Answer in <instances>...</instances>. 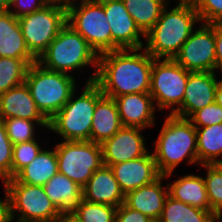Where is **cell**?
I'll return each instance as SVG.
<instances>
[{"mask_svg": "<svg viewBox=\"0 0 222 222\" xmlns=\"http://www.w3.org/2000/svg\"><path fill=\"white\" fill-rule=\"evenodd\" d=\"M143 48L118 49L98 56L95 83L103 95L116 98L149 93L154 58Z\"/></svg>", "mask_w": 222, "mask_h": 222, "instance_id": "obj_1", "label": "cell"}, {"mask_svg": "<svg viewBox=\"0 0 222 222\" xmlns=\"http://www.w3.org/2000/svg\"><path fill=\"white\" fill-rule=\"evenodd\" d=\"M167 4L160 18L145 35L144 49L154 59H174L184 42L190 37L200 19L193 1L178 3L174 8ZM170 9V10H168Z\"/></svg>", "mask_w": 222, "mask_h": 222, "instance_id": "obj_2", "label": "cell"}, {"mask_svg": "<svg viewBox=\"0 0 222 222\" xmlns=\"http://www.w3.org/2000/svg\"><path fill=\"white\" fill-rule=\"evenodd\" d=\"M196 139V128L188 119L168 114L158 138L153 142L152 154L159 173L166 179L171 177L183 160L188 165L196 163L199 166Z\"/></svg>", "mask_w": 222, "mask_h": 222, "instance_id": "obj_3", "label": "cell"}, {"mask_svg": "<svg viewBox=\"0 0 222 222\" xmlns=\"http://www.w3.org/2000/svg\"><path fill=\"white\" fill-rule=\"evenodd\" d=\"M37 62L46 69L66 74L91 65L96 70L88 77L86 83L95 82L98 71L97 53L84 37L68 24L38 57Z\"/></svg>", "mask_w": 222, "mask_h": 222, "instance_id": "obj_4", "label": "cell"}, {"mask_svg": "<svg viewBox=\"0 0 222 222\" xmlns=\"http://www.w3.org/2000/svg\"><path fill=\"white\" fill-rule=\"evenodd\" d=\"M76 95L75 90L69 101L49 120L48 130L61 136L63 141H90L96 102L103 93L95 82H90L85 83L79 96Z\"/></svg>", "mask_w": 222, "mask_h": 222, "instance_id": "obj_5", "label": "cell"}, {"mask_svg": "<svg viewBox=\"0 0 222 222\" xmlns=\"http://www.w3.org/2000/svg\"><path fill=\"white\" fill-rule=\"evenodd\" d=\"M25 83L41 114L49 121L77 90L72 74L52 71L37 61L29 65Z\"/></svg>", "mask_w": 222, "mask_h": 222, "instance_id": "obj_6", "label": "cell"}, {"mask_svg": "<svg viewBox=\"0 0 222 222\" xmlns=\"http://www.w3.org/2000/svg\"><path fill=\"white\" fill-rule=\"evenodd\" d=\"M3 185L10 201L11 218L14 220L57 222L61 217L43 186L21 183L14 177L4 181Z\"/></svg>", "mask_w": 222, "mask_h": 222, "instance_id": "obj_7", "label": "cell"}, {"mask_svg": "<svg viewBox=\"0 0 222 222\" xmlns=\"http://www.w3.org/2000/svg\"><path fill=\"white\" fill-rule=\"evenodd\" d=\"M67 24L100 54L112 51L111 28L99 0H82L66 6Z\"/></svg>", "mask_w": 222, "mask_h": 222, "instance_id": "obj_8", "label": "cell"}, {"mask_svg": "<svg viewBox=\"0 0 222 222\" xmlns=\"http://www.w3.org/2000/svg\"><path fill=\"white\" fill-rule=\"evenodd\" d=\"M189 73L174 59L153 60L149 93L156 109L173 115L181 107Z\"/></svg>", "mask_w": 222, "mask_h": 222, "instance_id": "obj_9", "label": "cell"}, {"mask_svg": "<svg viewBox=\"0 0 222 222\" xmlns=\"http://www.w3.org/2000/svg\"><path fill=\"white\" fill-rule=\"evenodd\" d=\"M18 21L29 51L38 59L67 24V9L65 5L49 2Z\"/></svg>", "mask_w": 222, "mask_h": 222, "instance_id": "obj_10", "label": "cell"}, {"mask_svg": "<svg viewBox=\"0 0 222 222\" xmlns=\"http://www.w3.org/2000/svg\"><path fill=\"white\" fill-rule=\"evenodd\" d=\"M58 172L84 187L103 163L101 145L92 141H61L55 145Z\"/></svg>", "mask_w": 222, "mask_h": 222, "instance_id": "obj_11", "label": "cell"}, {"mask_svg": "<svg viewBox=\"0 0 222 222\" xmlns=\"http://www.w3.org/2000/svg\"><path fill=\"white\" fill-rule=\"evenodd\" d=\"M199 27L192 31L174 60L190 72H215V23H201Z\"/></svg>", "mask_w": 222, "mask_h": 222, "instance_id": "obj_12", "label": "cell"}, {"mask_svg": "<svg viewBox=\"0 0 222 222\" xmlns=\"http://www.w3.org/2000/svg\"><path fill=\"white\" fill-rule=\"evenodd\" d=\"M111 28L112 51L144 47L141 37L145 35L137 27L122 0H99ZM141 36V37H140Z\"/></svg>", "mask_w": 222, "mask_h": 222, "instance_id": "obj_13", "label": "cell"}, {"mask_svg": "<svg viewBox=\"0 0 222 222\" xmlns=\"http://www.w3.org/2000/svg\"><path fill=\"white\" fill-rule=\"evenodd\" d=\"M144 129L122 126L110 139L101 144L103 163L110 167L114 164L134 160L146 155Z\"/></svg>", "mask_w": 222, "mask_h": 222, "instance_id": "obj_14", "label": "cell"}, {"mask_svg": "<svg viewBox=\"0 0 222 222\" xmlns=\"http://www.w3.org/2000/svg\"><path fill=\"white\" fill-rule=\"evenodd\" d=\"M216 72H190L181 107L173 114L188 119L194 112L215 102Z\"/></svg>", "mask_w": 222, "mask_h": 222, "instance_id": "obj_15", "label": "cell"}, {"mask_svg": "<svg viewBox=\"0 0 222 222\" xmlns=\"http://www.w3.org/2000/svg\"><path fill=\"white\" fill-rule=\"evenodd\" d=\"M110 168L124 195L152 183L161 176L150 152L140 158L111 165Z\"/></svg>", "mask_w": 222, "mask_h": 222, "instance_id": "obj_16", "label": "cell"}, {"mask_svg": "<svg viewBox=\"0 0 222 222\" xmlns=\"http://www.w3.org/2000/svg\"><path fill=\"white\" fill-rule=\"evenodd\" d=\"M122 126L144 129L155 124L156 107L150 93H131L114 98Z\"/></svg>", "mask_w": 222, "mask_h": 222, "instance_id": "obj_17", "label": "cell"}, {"mask_svg": "<svg viewBox=\"0 0 222 222\" xmlns=\"http://www.w3.org/2000/svg\"><path fill=\"white\" fill-rule=\"evenodd\" d=\"M124 196L112 169L105 165L94 171L82 188V199L117 208L124 203Z\"/></svg>", "mask_w": 222, "mask_h": 222, "instance_id": "obj_18", "label": "cell"}, {"mask_svg": "<svg viewBox=\"0 0 222 222\" xmlns=\"http://www.w3.org/2000/svg\"><path fill=\"white\" fill-rule=\"evenodd\" d=\"M165 175L150 184L139 187L125 194L124 204L133 210L140 211L153 221H158L168 196V186L163 187Z\"/></svg>", "mask_w": 222, "mask_h": 222, "instance_id": "obj_19", "label": "cell"}, {"mask_svg": "<svg viewBox=\"0 0 222 222\" xmlns=\"http://www.w3.org/2000/svg\"><path fill=\"white\" fill-rule=\"evenodd\" d=\"M0 57L24 59L29 65L37 61L25 43L18 18L8 10H0Z\"/></svg>", "mask_w": 222, "mask_h": 222, "instance_id": "obj_20", "label": "cell"}, {"mask_svg": "<svg viewBox=\"0 0 222 222\" xmlns=\"http://www.w3.org/2000/svg\"><path fill=\"white\" fill-rule=\"evenodd\" d=\"M16 117L48 121L38 110L25 82L0 94V120Z\"/></svg>", "mask_w": 222, "mask_h": 222, "instance_id": "obj_21", "label": "cell"}, {"mask_svg": "<svg viewBox=\"0 0 222 222\" xmlns=\"http://www.w3.org/2000/svg\"><path fill=\"white\" fill-rule=\"evenodd\" d=\"M43 187L60 215H72L82 200V187L59 172Z\"/></svg>", "mask_w": 222, "mask_h": 222, "instance_id": "obj_22", "label": "cell"}, {"mask_svg": "<svg viewBox=\"0 0 222 222\" xmlns=\"http://www.w3.org/2000/svg\"><path fill=\"white\" fill-rule=\"evenodd\" d=\"M92 119L90 141L100 145L122 127L114 98L105 95L96 102Z\"/></svg>", "mask_w": 222, "mask_h": 222, "instance_id": "obj_23", "label": "cell"}, {"mask_svg": "<svg viewBox=\"0 0 222 222\" xmlns=\"http://www.w3.org/2000/svg\"><path fill=\"white\" fill-rule=\"evenodd\" d=\"M168 195L190 206L211 211L204 178L194 174H187L168 183Z\"/></svg>", "mask_w": 222, "mask_h": 222, "instance_id": "obj_24", "label": "cell"}, {"mask_svg": "<svg viewBox=\"0 0 222 222\" xmlns=\"http://www.w3.org/2000/svg\"><path fill=\"white\" fill-rule=\"evenodd\" d=\"M54 150L42 149L26 167L21 169L14 178L21 183L44 186L56 173L58 162Z\"/></svg>", "mask_w": 222, "mask_h": 222, "instance_id": "obj_25", "label": "cell"}, {"mask_svg": "<svg viewBox=\"0 0 222 222\" xmlns=\"http://www.w3.org/2000/svg\"><path fill=\"white\" fill-rule=\"evenodd\" d=\"M195 128L199 164H221L218 158L222 156V123Z\"/></svg>", "mask_w": 222, "mask_h": 222, "instance_id": "obj_26", "label": "cell"}, {"mask_svg": "<svg viewBox=\"0 0 222 222\" xmlns=\"http://www.w3.org/2000/svg\"><path fill=\"white\" fill-rule=\"evenodd\" d=\"M221 222L211 211L202 210L167 196L158 222Z\"/></svg>", "mask_w": 222, "mask_h": 222, "instance_id": "obj_27", "label": "cell"}, {"mask_svg": "<svg viewBox=\"0 0 222 222\" xmlns=\"http://www.w3.org/2000/svg\"><path fill=\"white\" fill-rule=\"evenodd\" d=\"M140 31L146 35L160 18L165 0H122Z\"/></svg>", "mask_w": 222, "mask_h": 222, "instance_id": "obj_28", "label": "cell"}, {"mask_svg": "<svg viewBox=\"0 0 222 222\" xmlns=\"http://www.w3.org/2000/svg\"><path fill=\"white\" fill-rule=\"evenodd\" d=\"M28 68L24 59L0 57V94L23 84Z\"/></svg>", "mask_w": 222, "mask_h": 222, "instance_id": "obj_29", "label": "cell"}, {"mask_svg": "<svg viewBox=\"0 0 222 222\" xmlns=\"http://www.w3.org/2000/svg\"><path fill=\"white\" fill-rule=\"evenodd\" d=\"M206 171L204 176L205 187L211 206V212L214 213L222 222V165L221 164H203Z\"/></svg>", "mask_w": 222, "mask_h": 222, "instance_id": "obj_30", "label": "cell"}, {"mask_svg": "<svg viewBox=\"0 0 222 222\" xmlns=\"http://www.w3.org/2000/svg\"><path fill=\"white\" fill-rule=\"evenodd\" d=\"M2 122L13 145L36 139V125L49 129V121H34L16 117L3 119Z\"/></svg>", "mask_w": 222, "mask_h": 222, "instance_id": "obj_31", "label": "cell"}, {"mask_svg": "<svg viewBox=\"0 0 222 222\" xmlns=\"http://www.w3.org/2000/svg\"><path fill=\"white\" fill-rule=\"evenodd\" d=\"M116 211L117 207L82 199L72 215L80 222H115Z\"/></svg>", "mask_w": 222, "mask_h": 222, "instance_id": "obj_32", "label": "cell"}, {"mask_svg": "<svg viewBox=\"0 0 222 222\" xmlns=\"http://www.w3.org/2000/svg\"><path fill=\"white\" fill-rule=\"evenodd\" d=\"M37 139L20 142L13 145V159L11 166V178L21 169L26 167L40 153L43 147L39 145Z\"/></svg>", "mask_w": 222, "mask_h": 222, "instance_id": "obj_33", "label": "cell"}, {"mask_svg": "<svg viewBox=\"0 0 222 222\" xmlns=\"http://www.w3.org/2000/svg\"><path fill=\"white\" fill-rule=\"evenodd\" d=\"M13 159V144L10 141L6 127L0 120V179L4 181L11 178Z\"/></svg>", "mask_w": 222, "mask_h": 222, "instance_id": "obj_34", "label": "cell"}, {"mask_svg": "<svg viewBox=\"0 0 222 222\" xmlns=\"http://www.w3.org/2000/svg\"><path fill=\"white\" fill-rule=\"evenodd\" d=\"M200 23H222V0H193Z\"/></svg>", "mask_w": 222, "mask_h": 222, "instance_id": "obj_35", "label": "cell"}, {"mask_svg": "<svg viewBox=\"0 0 222 222\" xmlns=\"http://www.w3.org/2000/svg\"><path fill=\"white\" fill-rule=\"evenodd\" d=\"M188 120L195 127L211 126L222 123V106L214 102L194 112Z\"/></svg>", "mask_w": 222, "mask_h": 222, "instance_id": "obj_36", "label": "cell"}, {"mask_svg": "<svg viewBox=\"0 0 222 222\" xmlns=\"http://www.w3.org/2000/svg\"><path fill=\"white\" fill-rule=\"evenodd\" d=\"M49 0H11L8 11L16 18L28 15L46 6ZM13 8V9H12Z\"/></svg>", "mask_w": 222, "mask_h": 222, "instance_id": "obj_37", "label": "cell"}, {"mask_svg": "<svg viewBox=\"0 0 222 222\" xmlns=\"http://www.w3.org/2000/svg\"><path fill=\"white\" fill-rule=\"evenodd\" d=\"M115 222H153V220L123 203L117 208Z\"/></svg>", "mask_w": 222, "mask_h": 222, "instance_id": "obj_38", "label": "cell"}, {"mask_svg": "<svg viewBox=\"0 0 222 222\" xmlns=\"http://www.w3.org/2000/svg\"><path fill=\"white\" fill-rule=\"evenodd\" d=\"M215 71L222 72V23H215Z\"/></svg>", "mask_w": 222, "mask_h": 222, "instance_id": "obj_39", "label": "cell"}, {"mask_svg": "<svg viewBox=\"0 0 222 222\" xmlns=\"http://www.w3.org/2000/svg\"><path fill=\"white\" fill-rule=\"evenodd\" d=\"M0 222H14L10 214V201L5 189V197L1 199L0 197Z\"/></svg>", "mask_w": 222, "mask_h": 222, "instance_id": "obj_40", "label": "cell"}, {"mask_svg": "<svg viewBox=\"0 0 222 222\" xmlns=\"http://www.w3.org/2000/svg\"><path fill=\"white\" fill-rule=\"evenodd\" d=\"M218 81L216 91H215V102L222 106V78Z\"/></svg>", "mask_w": 222, "mask_h": 222, "instance_id": "obj_41", "label": "cell"}, {"mask_svg": "<svg viewBox=\"0 0 222 222\" xmlns=\"http://www.w3.org/2000/svg\"><path fill=\"white\" fill-rule=\"evenodd\" d=\"M57 222H80L73 215H61Z\"/></svg>", "mask_w": 222, "mask_h": 222, "instance_id": "obj_42", "label": "cell"}, {"mask_svg": "<svg viewBox=\"0 0 222 222\" xmlns=\"http://www.w3.org/2000/svg\"><path fill=\"white\" fill-rule=\"evenodd\" d=\"M49 1L67 6L71 3H75L77 0H49ZM79 1H82V0H78L77 2Z\"/></svg>", "mask_w": 222, "mask_h": 222, "instance_id": "obj_43", "label": "cell"}, {"mask_svg": "<svg viewBox=\"0 0 222 222\" xmlns=\"http://www.w3.org/2000/svg\"><path fill=\"white\" fill-rule=\"evenodd\" d=\"M11 0H0V10H8Z\"/></svg>", "mask_w": 222, "mask_h": 222, "instance_id": "obj_44", "label": "cell"}, {"mask_svg": "<svg viewBox=\"0 0 222 222\" xmlns=\"http://www.w3.org/2000/svg\"><path fill=\"white\" fill-rule=\"evenodd\" d=\"M167 3H170L168 0H165ZM178 3H186V2H190V1H193V0H177Z\"/></svg>", "mask_w": 222, "mask_h": 222, "instance_id": "obj_45", "label": "cell"}]
</instances>
